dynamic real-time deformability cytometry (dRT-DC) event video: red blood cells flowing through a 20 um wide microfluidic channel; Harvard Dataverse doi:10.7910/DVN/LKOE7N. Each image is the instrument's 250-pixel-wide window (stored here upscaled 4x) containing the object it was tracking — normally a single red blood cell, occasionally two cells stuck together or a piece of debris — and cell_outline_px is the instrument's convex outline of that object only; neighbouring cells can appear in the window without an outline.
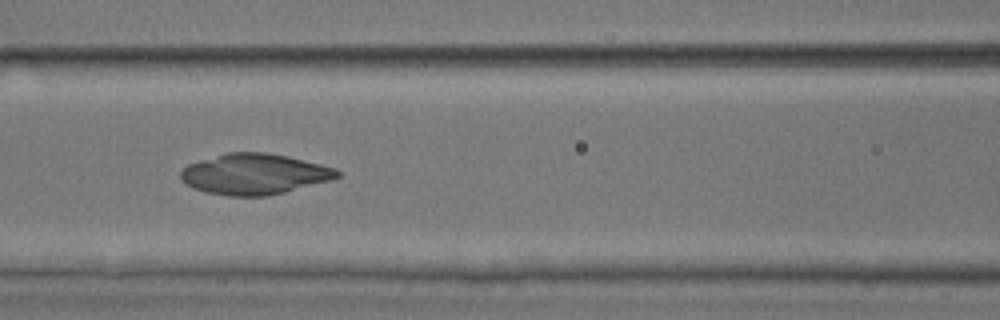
{"species": "common noctule bat (a hibernating species)", "species_latin": "Nyctalus noctula", "temperature_condition": "room temperature", "stored_images_in_passage": 48, "camera_frame_rate_fps": 3000, "um_per_image_px": 0.085, "animal": {"sex": "male", "body_mass_g": 17.9, "forearm_length_mm": 54.2}, "frame": {"image": 1, "passage_image": 24, "time_ms": 7.667, "image_size_px": [1000, 320], "cell_outline_px": [[340, 176], [332, 180], [268, 196], [228, 196], [204, 192], [192, 188], [180, 180], [180, 172], [188, 164], [200, 160], [228, 152], [264, 152], [288, 156], [336, 168], [340, 172]], "centroid_in_image_um": [21.61, 14.8], "position_along_channel_um": 145.0, "area_um2": 37.28}}
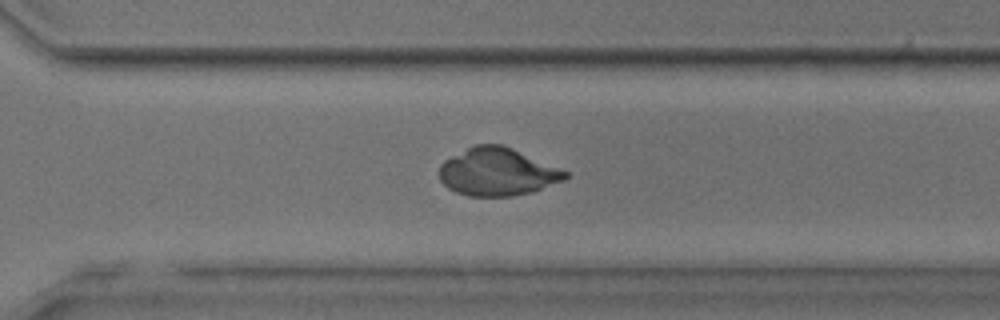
{"frame": {"image": 2, "passage_image": 38, "time_ms": 12.333, "image_size_px": [1000, 320], "cell_outline_px": [[568, 176], [564, 180], [532, 192], [512, 196], [468, 196], [456, 192], [448, 188], [440, 180], [440, 164], [444, 160], [476, 144], [500, 144], [512, 148], [568, 172]], "centroid_in_image_um": [42.26, 14.62], "position_along_channel_um": 328.3, "area_um2": 34.74}}
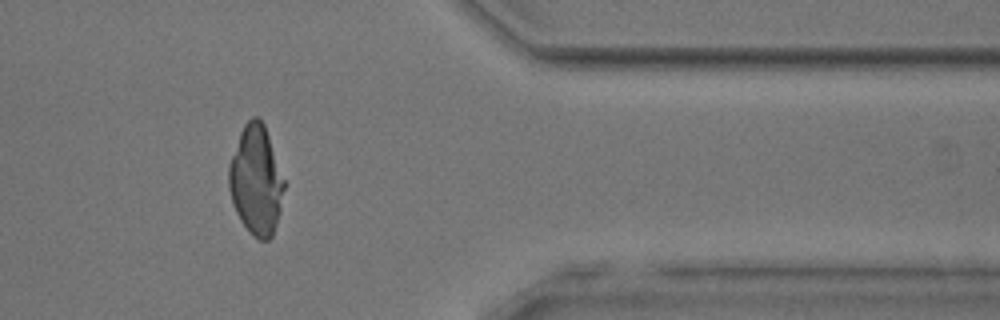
{"frame": {"image": 3, "passage_image": 44, "time_ms": 14.333, "image_size_px": [1000, 320], "cell_outline_px": [[284, 188], [280, 208], [276, 224], [272, 236], [268, 240], [260, 240], [252, 236], [248, 232], [240, 220], [232, 204], [228, 188], [228, 164], [240, 132], [244, 124], [252, 116], [256, 116], [264, 124], [284, 180]], "centroid_in_image_um": [21.73, 15.34], "position_along_channel_um": 389.7, "area_um2": 35.14}}